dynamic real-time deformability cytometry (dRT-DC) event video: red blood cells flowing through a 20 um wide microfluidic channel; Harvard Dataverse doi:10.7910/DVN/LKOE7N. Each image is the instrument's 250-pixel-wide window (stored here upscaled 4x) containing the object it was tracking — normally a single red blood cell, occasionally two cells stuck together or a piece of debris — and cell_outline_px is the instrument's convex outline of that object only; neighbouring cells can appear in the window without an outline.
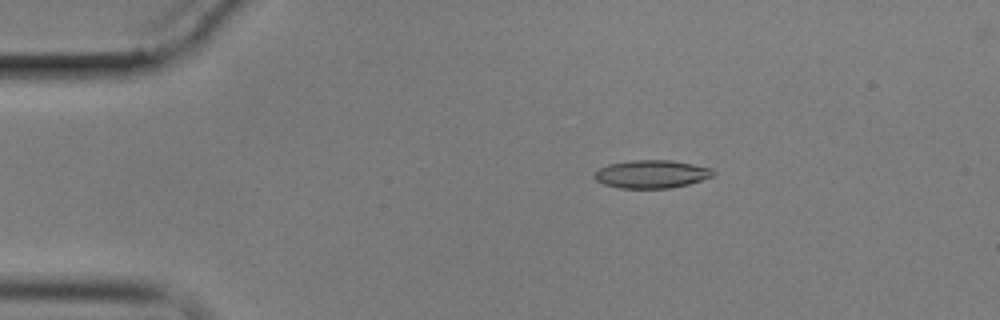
{"species": "common noctule bat (a hibernating species)", "species_latin": "Nyctalus noctula", "temperature_condition": "cold", "stored_images_in_passage": 5, "camera_frame_rate_fps": 3000, "um_per_image_px": 0.085, "animal": {"sex": "male", "body_mass_g": 17.9}, "frame": {"image": 1, "passage_image": 2, "time_ms": 1.333, "image_size_px": [1000, 320], "cell_outline_px": [[716, 172], [712, 176], [688, 184], [672, 188], [620, 188], [604, 184], [596, 180], [592, 176], [600, 168], [608, 164], [632, 160], [672, 160], [712, 168]], "centroid_in_image_um": [55.38, 14.79], "position_along_channel_um": 29.6, "area_um2": 19.36}}
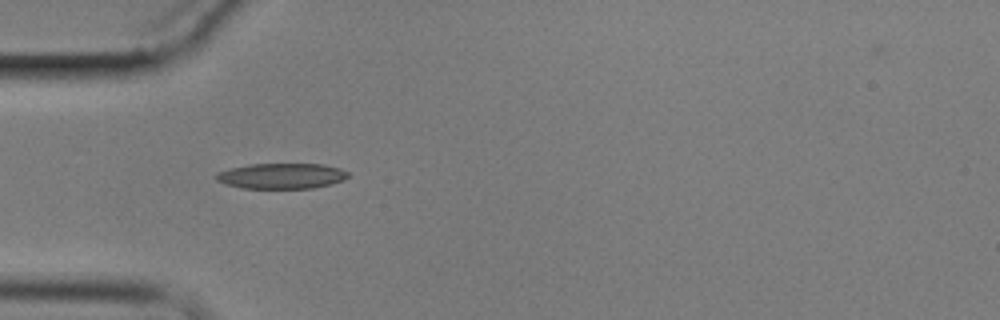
{"frame": {"image": 2, "passage_image": 4, "time_ms": 3.667, "image_size_px": [1000, 320], "cell_outline_px": [[348, 176], [344, 180], [332, 184], [312, 188], [244, 188], [224, 184], [216, 180], [216, 172], [228, 168], [248, 164], [324, 164], [340, 168], [348, 172]], "centroid_in_image_um": [23.92, 14.95], "position_along_channel_um": 61.1, "area_um2": 19.77}}
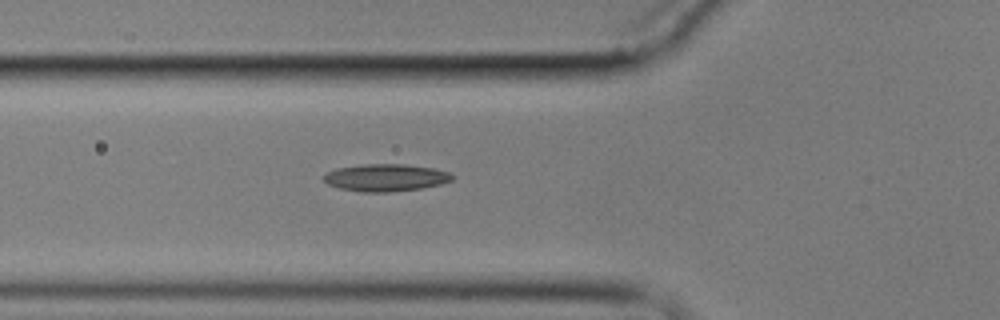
{"frame": {"image": 3, "passage_image": 5, "time_ms": 4.667, "image_size_px": [1000, 320], "cell_outline_px": [[456, 176], [452, 180], [440, 184], [420, 188], [388, 192], [364, 192], [340, 188], [328, 184], [324, 180], [324, 176], [328, 172], [336, 168], [364, 164], [404, 164], [432, 168], [448, 172]], "centroid_in_image_um": [32.8, 15.09], "position_along_channel_um": 93.0, "area_um2": 20.23}}